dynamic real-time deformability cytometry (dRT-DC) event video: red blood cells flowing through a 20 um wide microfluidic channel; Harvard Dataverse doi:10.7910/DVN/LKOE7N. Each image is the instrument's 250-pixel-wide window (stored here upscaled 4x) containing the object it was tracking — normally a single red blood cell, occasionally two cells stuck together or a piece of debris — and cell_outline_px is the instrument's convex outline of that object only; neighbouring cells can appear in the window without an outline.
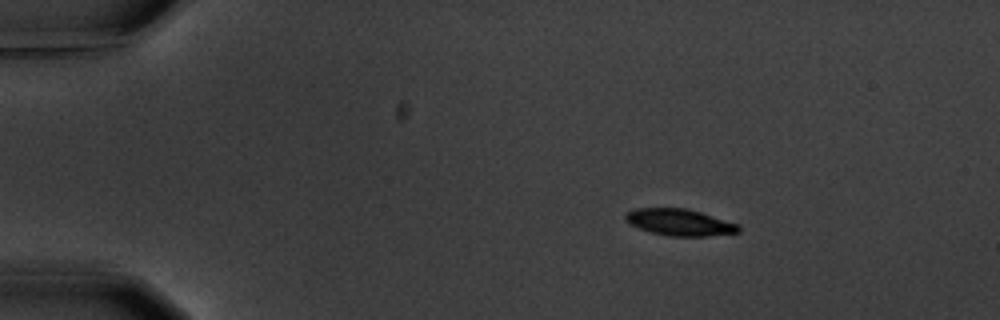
{"species": "common noctule bat (a hibernating species)", "species_latin": "Nyctalus noctula", "temperature_condition": "warm", "stored_images_in_passage": 1, "camera_frame_rate_fps": 3000, "um_per_image_px": 0.085, "animal": {"sex": "male", "body_mass_g": 20.1, "forearm_length_mm": 53.5}, "frame": {"image": 1, "passage_image": 1, "time_ms": 0.0, "image_size_px": [1000, 320], "cell_outline_px": [[740, 232], [708, 236], [668, 236], [652, 232], [640, 228], [624, 220], [624, 216], [628, 212], [636, 208], [684, 208], [700, 212], [740, 224]], "centroid_in_image_um": [57.8, 18.9], "position_along_channel_um": 27.2, "area_um2": 17.46}}